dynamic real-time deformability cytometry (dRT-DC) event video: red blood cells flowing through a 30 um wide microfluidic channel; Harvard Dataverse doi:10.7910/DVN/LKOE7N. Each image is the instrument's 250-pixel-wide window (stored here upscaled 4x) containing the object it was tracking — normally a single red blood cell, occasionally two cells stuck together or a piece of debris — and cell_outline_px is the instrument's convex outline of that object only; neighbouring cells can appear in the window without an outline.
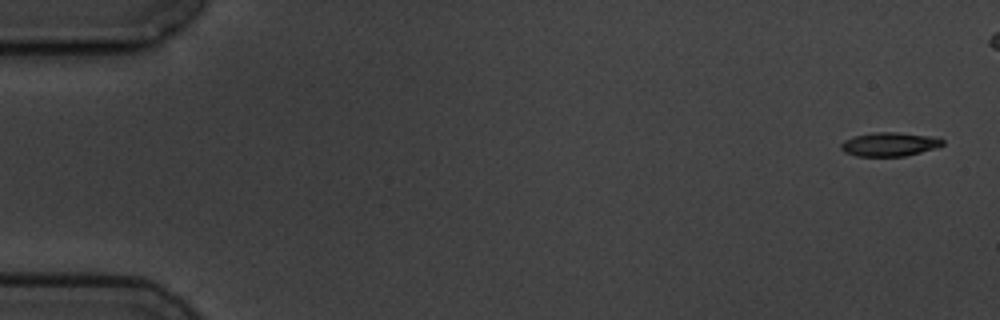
{"species": "common noctule bat (a hibernating species)", "species_latin": "Nyctalus noctula", "temperature_condition": "cold", "stored_images_in_passage": 16, "camera_frame_rate_fps": 3000, "um_per_image_px": 0.085, "animal": {"sex": "male", "body_mass_g": 19.5, "forearm_length_mm": 54.6}, "frame": {"image": 1, "passage_image": 1, "time_ms": 0.0, "image_size_px": [1000, 320], "cell_outline_px": [[944, 144], [936, 148], [904, 156], [856, 156], [844, 152], [840, 148], [840, 144], [844, 140], [856, 136], [876, 132], [896, 132], [928, 136], [944, 140]], "centroid_in_image_um": [75.58, 12.27], "position_along_channel_um": 9.4, "area_um2": 13.93}}
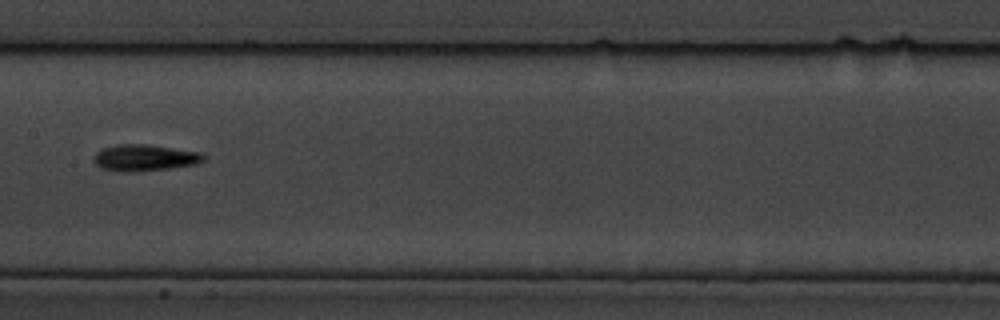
{"frame": {"image": 2, "passage_image": 8, "time_ms": 9.0, "image_size_px": [1000, 320], "cell_outline_px": [[204, 160], [196, 164], [168, 168], [132, 172], [120, 172], [100, 168], [92, 160], [92, 156], [96, 152], [104, 148], [116, 144], [144, 144], [200, 152], [204, 156]], "centroid_in_image_um": [12.22, 13.41], "position_along_channel_um": 195.2, "area_um2": 16.88}}
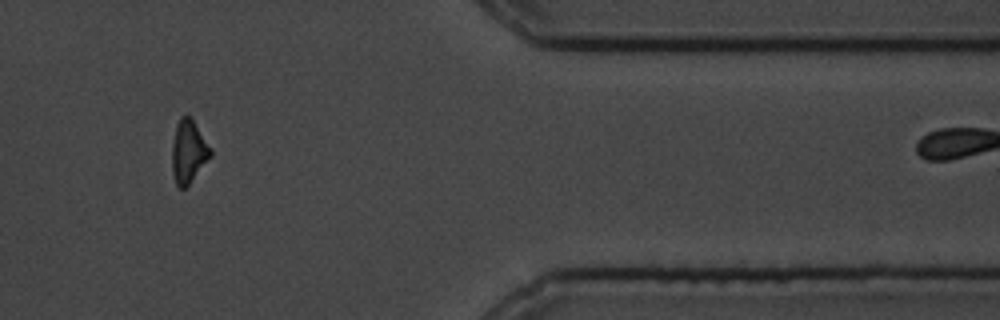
{"frame": {"image": 3, "passage_image": 13, "time_ms": 15.333, "image_size_px": [1000, 320], "cell_outline_px": [[212, 156], [188, 184], [184, 188], [180, 188], [176, 184], [172, 172], [172, 144], [176, 124], [180, 116], [192, 116], [212, 148]], "centroid_in_image_um": [16.04, 12.83], "position_along_channel_um": 395.4, "area_um2": 14.33}, "authors_computed_cell_mechanics": {"area_um2": 14.5078, "velocity_mm_per_s": 3.5933, "shape_relaxation_time_tau1_ms": 2.4128, "shape_relaxation_time_tau2_ms": null, "deformation_change_tau1": 0.1586, "deformation_change_tau2": null}}